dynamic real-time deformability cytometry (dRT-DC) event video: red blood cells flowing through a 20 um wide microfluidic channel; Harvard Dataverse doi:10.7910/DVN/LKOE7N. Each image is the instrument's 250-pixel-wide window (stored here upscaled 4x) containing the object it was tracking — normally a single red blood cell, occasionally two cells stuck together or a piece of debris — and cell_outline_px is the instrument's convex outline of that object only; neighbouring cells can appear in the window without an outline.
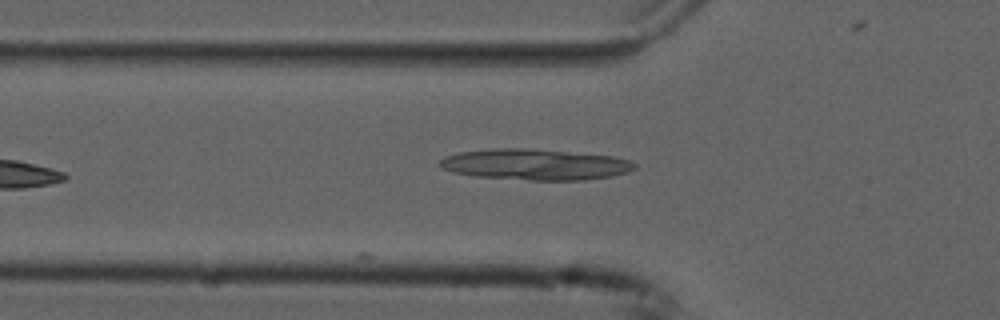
{"species": "common noctule bat (a hibernating species)", "species_latin": "Nyctalus noctula", "temperature_condition": "cold", "stored_images_in_passage": 3, "camera_frame_rate_fps": 3000, "um_per_image_px": 0.085, "animal": {"sex": "male", "forearm_length_mm": 52.5}, "frame": {"image": 1, "passage_image": 3, "time_ms": 0.667, "image_size_px": [1000, 320], "cell_outline_px": [[636, 168], [628, 172], [612, 176], [584, 180], [528, 180], [476, 176], [452, 172], [440, 168], [440, 160], [444, 156], [460, 152], [492, 148], [528, 148], [612, 156], [628, 160], [636, 164]], "centroid_in_image_um": [45.46, 13.98], "position_along_channel_um": 80.3, "area_um2": 35.14}}